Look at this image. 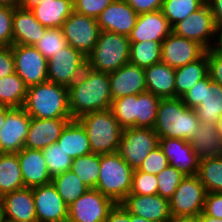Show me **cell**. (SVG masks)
Wrapping results in <instances>:
<instances>
[{"label":"cell","mask_w":222,"mask_h":222,"mask_svg":"<svg viewBox=\"0 0 222 222\" xmlns=\"http://www.w3.org/2000/svg\"><path fill=\"white\" fill-rule=\"evenodd\" d=\"M69 109L72 119L111 108L112 95L108 73L85 67L81 76L68 87Z\"/></svg>","instance_id":"1"},{"label":"cell","mask_w":222,"mask_h":222,"mask_svg":"<svg viewBox=\"0 0 222 222\" xmlns=\"http://www.w3.org/2000/svg\"><path fill=\"white\" fill-rule=\"evenodd\" d=\"M37 119H72L69 109L68 87L45 81L27 87L22 107Z\"/></svg>","instance_id":"2"},{"label":"cell","mask_w":222,"mask_h":222,"mask_svg":"<svg viewBox=\"0 0 222 222\" xmlns=\"http://www.w3.org/2000/svg\"><path fill=\"white\" fill-rule=\"evenodd\" d=\"M200 127L194 109L188 108L181 98L161 99L153 127L159 138H179L189 141Z\"/></svg>","instance_id":"3"},{"label":"cell","mask_w":222,"mask_h":222,"mask_svg":"<svg viewBox=\"0 0 222 222\" xmlns=\"http://www.w3.org/2000/svg\"><path fill=\"white\" fill-rule=\"evenodd\" d=\"M77 120L87 132L92 153L101 155L117 152L123 128L111 109L90 112Z\"/></svg>","instance_id":"4"},{"label":"cell","mask_w":222,"mask_h":222,"mask_svg":"<svg viewBox=\"0 0 222 222\" xmlns=\"http://www.w3.org/2000/svg\"><path fill=\"white\" fill-rule=\"evenodd\" d=\"M133 171L117 152L101 154L95 189L115 204H120L131 191Z\"/></svg>","instance_id":"5"},{"label":"cell","mask_w":222,"mask_h":222,"mask_svg":"<svg viewBox=\"0 0 222 222\" xmlns=\"http://www.w3.org/2000/svg\"><path fill=\"white\" fill-rule=\"evenodd\" d=\"M130 41L125 35L100 31L98 41L87 56V66L93 70L111 73L129 62Z\"/></svg>","instance_id":"6"},{"label":"cell","mask_w":222,"mask_h":222,"mask_svg":"<svg viewBox=\"0 0 222 222\" xmlns=\"http://www.w3.org/2000/svg\"><path fill=\"white\" fill-rule=\"evenodd\" d=\"M178 36L198 42L206 50L217 47L219 29L207 2L198 10L172 27Z\"/></svg>","instance_id":"7"},{"label":"cell","mask_w":222,"mask_h":222,"mask_svg":"<svg viewBox=\"0 0 222 222\" xmlns=\"http://www.w3.org/2000/svg\"><path fill=\"white\" fill-rule=\"evenodd\" d=\"M158 146L159 137L153 128L130 127L123 129L117 153L136 170L149 152Z\"/></svg>","instance_id":"8"},{"label":"cell","mask_w":222,"mask_h":222,"mask_svg":"<svg viewBox=\"0 0 222 222\" xmlns=\"http://www.w3.org/2000/svg\"><path fill=\"white\" fill-rule=\"evenodd\" d=\"M206 189L198 175H187L169 199L172 216H198L204 207Z\"/></svg>","instance_id":"9"},{"label":"cell","mask_w":222,"mask_h":222,"mask_svg":"<svg viewBox=\"0 0 222 222\" xmlns=\"http://www.w3.org/2000/svg\"><path fill=\"white\" fill-rule=\"evenodd\" d=\"M61 29L67 44L85 57L94 49L101 31L97 19L75 11L65 20Z\"/></svg>","instance_id":"10"},{"label":"cell","mask_w":222,"mask_h":222,"mask_svg":"<svg viewBox=\"0 0 222 222\" xmlns=\"http://www.w3.org/2000/svg\"><path fill=\"white\" fill-rule=\"evenodd\" d=\"M47 61L48 81L66 87L71 86L87 66V57L71 45H67Z\"/></svg>","instance_id":"11"},{"label":"cell","mask_w":222,"mask_h":222,"mask_svg":"<svg viewBox=\"0 0 222 222\" xmlns=\"http://www.w3.org/2000/svg\"><path fill=\"white\" fill-rule=\"evenodd\" d=\"M11 48L15 73L27 87L48 80V61L34 46L13 44Z\"/></svg>","instance_id":"12"},{"label":"cell","mask_w":222,"mask_h":222,"mask_svg":"<svg viewBox=\"0 0 222 222\" xmlns=\"http://www.w3.org/2000/svg\"><path fill=\"white\" fill-rule=\"evenodd\" d=\"M115 203L96 189H88L68 206L67 222H104Z\"/></svg>","instance_id":"13"},{"label":"cell","mask_w":222,"mask_h":222,"mask_svg":"<svg viewBox=\"0 0 222 222\" xmlns=\"http://www.w3.org/2000/svg\"><path fill=\"white\" fill-rule=\"evenodd\" d=\"M161 61L171 68H179L201 58L206 49L198 42L171 32L161 44Z\"/></svg>","instance_id":"14"},{"label":"cell","mask_w":222,"mask_h":222,"mask_svg":"<svg viewBox=\"0 0 222 222\" xmlns=\"http://www.w3.org/2000/svg\"><path fill=\"white\" fill-rule=\"evenodd\" d=\"M31 117L23 108H12L0 128V153H18L30 126Z\"/></svg>","instance_id":"15"},{"label":"cell","mask_w":222,"mask_h":222,"mask_svg":"<svg viewBox=\"0 0 222 222\" xmlns=\"http://www.w3.org/2000/svg\"><path fill=\"white\" fill-rule=\"evenodd\" d=\"M37 222H67L68 205L53 183L32 188Z\"/></svg>","instance_id":"16"},{"label":"cell","mask_w":222,"mask_h":222,"mask_svg":"<svg viewBox=\"0 0 222 222\" xmlns=\"http://www.w3.org/2000/svg\"><path fill=\"white\" fill-rule=\"evenodd\" d=\"M130 214L152 222H169L172 215L169 200L158 194H129L120 203Z\"/></svg>","instance_id":"17"},{"label":"cell","mask_w":222,"mask_h":222,"mask_svg":"<svg viewBox=\"0 0 222 222\" xmlns=\"http://www.w3.org/2000/svg\"><path fill=\"white\" fill-rule=\"evenodd\" d=\"M108 75L112 100L147 91L145 70L136 64L128 62Z\"/></svg>","instance_id":"18"},{"label":"cell","mask_w":222,"mask_h":222,"mask_svg":"<svg viewBox=\"0 0 222 222\" xmlns=\"http://www.w3.org/2000/svg\"><path fill=\"white\" fill-rule=\"evenodd\" d=\"M138 14L125 0H114L97 18L101 31L129 36Z\"/></svg>","instance_id":"19"},{"label":"cell","mask_w":222,"mask_h":222,"mask_svg":"<svg viewBox=\"0 0 222 222\" xmlns=\"http://www.w3.org/2000/svg\"><path fill=\"white\" fill-rule=\"evenodd\" d=\"M172 32V27L162 11L139 14L128 36L130 43L144 41L162 42Z\"/></svg>","instance_id":"20"},{"label":"cell","mask_w":222,"mask_h":222,"mask_svg":"<svg viewBox=\"0 0 222 222\" xmlns=\"http://www.w3.org/2000/svg\"><path fill=\"white\" fill-rule=\"evenodd\" d=\"M4 221L37 222L32 188L24 187L0 198Z\"/></svg>","instance_id":"21"},{"label":"cell","mask_w":222,"mask_h":222,"mask_svg":"<svg viewBox=\"0 0 222 222\" xmlns=\"http://www.w3.org/2000/svg\"><path fill=\"white\" fill-rule=\"evenodd\" d=\"M159 147L166 155L170 166L179 169L186 176L198 174L200 159L192 150L189 141L179 138H159Z\"/></svg>","instance_id":"22"},{"label":"cell","mask_w":222,"mask_h":222,"mask_svg":"<svg viewBox=\"0 0 222 222\" xmlns=\"http://www.w3.org/2000/svg\"><path fill=\"white\" fill-rule=\"evenodd\" d=\"M71 120L73 119H37L31 117L24 148L42 150L56 143L62 130Z\"/></svg>","instance_id":"23"},{"label":"cell","mask_w":222,"mask_h":222,"mask_svg":"<svg viewBox=\"0 0 222 222\" xmlns=\"http://www.w3.org/2000/svg\"><path fill=\"white\" fill-rule=\"evenodd\" d=\"M17 155L25 187L34 188L51 183L52 177L41 150L23 148Z\"/></svg>","instance_id":"24"},{"label":"cell","mask_w":222,"mask_h":222,"mask_svg":"<svg viewBox=\"0 0 222 222\" xmlns=\"http://www.w3.org/2000/svg\"><path fill=\"white\" fill-rule=\"evenodd\" d=\"M46 29L35 19L31 11L22 8L14 9L13 44L34 46Z\"/></svg>","instance_id":"25"},{"label":"cell","mask_w":222,"mask_h":222,"mask_svg":"<svg viewBox=\"0 0 222 222\" xmlns=\"http://www.w3.org/2000/svg\"><path fill=\"white\" fill-rule=\"evenodd\" d=\"M146 90L161 98H175V69L162 61L145 68Z\"/></svg>","instance_id":"26"},{"label":"cell","mask_w":222,"mask_h":222,"mask_svg":"<svg viewBox=\"0 0 222 222\" xmlns=\"http://www.w3.org/2000/svg\"><path fill=\"white\" fill-rule=\"evenodd\" d=\"M73 11V0H44L31 10L35 19L47 29L61 28Z\"/></svg>","instance_id":"27"},{"label":"cell","mask_w":222,"mask_h":222,"mask_svg":"<svg viewBox=\"0 0 222 222\" xmlns=\"http://www.w3.org/2000/svg\"><path fill=\"white\" fill-rule=\"evenodd\" d=\"M57 143L72 159L92 153L87 132L77 119L66 124Z\"/></svg>","instance_id":"28"},{"label":"cell","mask_w":222,"mask_h":222,"mask_svg":"<svg viewBox=\"0 0 222 222\" xmlns=\"http://www.w3.org/2000/svg\"><path fill=\"white\" fill-rule=\"evenodd\" d=\"M189 143L200 160L222 156V139L214 124L200 122V127Z\"/></svg>","instance_id":"29"},{"label":"cell","mask_w":222,"mask_h":222,"mask_svg":"<svg viewBox=\"0 0 222 222\" xmlns=\"http://www.w3.org/2000/svg\"><path fill=\"white\" fill-rule=\"evenodd\" d=\"M207 75L208 59L206 50L205 54L195 62L175 69V98L182 97Z\"/></svg>","instance_id":"30"},{"label":"cell","mask_w":222,"mask_h":222,"mask_svg":"<svg viewBox=\"0 0 222 222\" xmlns=\"http://www.w3.org/2000/svg\"><path fill=\"white\" fill-rule=\"evenodd\" d=\"M24 187L17 153H0V198Z\"/></svg>","instance_id":"31"},{"label":"cell","mask_w":222,"mask_h":222,"mask_svg":"<svg viewBox=\"0 0 222 222\" xmlns=\"http://www.w3.org/2000/svg\"><path fill=\"white\" fill-rule=\"evenodd\" d=\"M200 122L216 125L222 117V86L211 81L206 89L202 103L194 108Z\"/></svg>","instance_id":"32"},{"label":"cell","mask_w":222,"mask_h":222,"mask_svg":"<svg viewBox=\"0 0 222 222\" xmlns=\"http://www.w3.org/2000/svg\"><path fill=\"white\" fill-rule=\"evenodd\" d=\"M27 86L14 72L0 79V105L22 108L26 99Z\"/></svg>","instance_id":"33"},{"label":"cell","mask_w":222,"mask_h":222,"mask_svg":"<svg viewBox=\"0 0 222 222\" xmlns=\"http://www.w3.org/2000/svg\"><path fill=\"white\" fill-rule=\"evenodd\" d=\"M51 182L68 206L89 189L71 170L54 176Z\"/></svg>","instance_id":"34"},{"label":"cell","mask_w":222,"mask_h":222,"mask_svg":"<svg viewBox=\"0 0 222 222\" xmlns=\"http://www.w3.org/2000/svg\"><path fill=\"white\" fill-rule=\"evenodd\" d=\"M70 170L89 189H95L99 178L100 154L90 153L73 159Z\"/></svg>","instance_id":"35"},{"label":"cell","mask_w":222,"mask_h":222,"mask_svg":"<svg viewBox=\"0 0 222 222\" xmlns=\"http://www.w3.org/2000/svg\"><path fill=\"white\" fill-rule=\"evenodd\" d=\"M198 177L206 192H222V156L199 161Z\"/></svg>","instance_id":"36"},{"label":"cell","mask_w":222,"mask_h":222,"mask_svg":"<svg viewBox=\"0 0 222 222\" xmlns=\"http://www.w3.org/2000/svg\"><path fill=\"white\" fill-rule=\"evenodd\" d=\"M161 53L160 42L144 41L130 43L129 62L145 69L161 62Z\"/></svg>","instance_id":"37"},{"label":"cell","mask_w":222,"mask_h":222,"mask_svg":"<svg viewBox=\"0 0 222 222\" xmlns=\"http://www.w3.org/2000/svg\"><path fill=\"white\" fill-rule=\"evenodd\" d=\"M161 98L145 91L137 95L136 127L153 128Z\"/></svg>","instance_id":"38"},{"label":"cell","mask_w":222,"mask_h":222,"mask_svg":"<svg viewBox=\"0 0 222 222\" xmlns=\"http://www.w3.org/2000/svg\"><path fill=\"white\" fill-rule=\"evenodd\" d=\"M206 0H164L162 13L171 27L198 10Z\"/></svg>","instance_id":"39"},{"label":"cell","mask_w":222,"mask_h":222,"mask_svg":"<svg viewBox=\"0 0 222 222\" xmlns=\"http://www.w3.org/2000/svg\"><path fill=\"white\" fill-rule=\"evenodd\" d=\"M136 102L137 95L112 100L110 109L123 129L136 127Z\"/></svg>","instance_id":"40"},{"label":"cell","mask_w":222,"mask_h":222,"mask_svg":"<svg viewBox=\"0 0 222 222\" xmlns=\"http://www.w3.org/2000/svg\"><path fill=\"white\" fill-rule=\"evenodd\" d=\"M41 151L52 178L70 170L73 159L66 154L57 142L45 147Z\"/></svg>","instance_id":"41"},{"label":"cell","mask_w":222,"mask_h":222,"mask_svg":"<svg viewBox=\"0 0 222 222\" xmlns=\"http://www.w3.org/2000/svg\"><path fill=\"white\" fill-rule=\"evenodd\" d=\"M67 45L61 28H49L34 47L48 60Z\"/></svg>","instance_id":"42"},{"label":"cell","mask_w":222,"mask_h":222,"mask_svg":"<svg viewBox=\"0 0 222 222\" xmlns=\"http://www.w3.org/2000/svg\"><path fill=\"white\" fill-rule=\"evenodd\" d=\"M156 176L158 182V195L169 200L186 175L179 169L168 165Z\"/></svg>","instance_id":"43"},{"label":"cell","mask_w":222,"mask_h":222,"mask_svg":"<svg viewBox=\"0 0 222 222\" xmlns=\"http://www.w3.org/2000/svg\"><path fill=\"white\" fill-rule=\"evenodd\" d=\"M129 194H158L157 176L150 173L134 170L132 175V187Z\"/></svg>","instance_id":"44"},{"label":"cell","mask_w":222,"mask_h":222,"mask_svg":"<svg viewBox=\"0 0 222 222\" xmlns=\"http://www.w3.org/2000/svg\"><path fill=\"white\" fill-rule=\"evenodd\" d=\"M169 165L167 157L161 148L158 146L144 159L140 167L136 170L153 175L159 174L164 168Z\"/></svg>","instance_id":"45"},{"label":"cell","mask_w":222,"mask_h":222,"mask_svg":"<svg viewBox=\"0 0 222 222\" xmlns=\"http://www.w3.org/2000/svg\"><path fill=\"white\" fill-rule=\"evenodd\" d=\"M14 8L0 6V46L13 45Z\"/></svg>","instance_id":"46"},{"label":"cell","mask_w":222,"mask_h":222,"mask_svg":"<svg viewBox=\"0 0 222 222\" xmlns=\"http://www.w3.org/2000/svg\"><path fill=\"white\" fill-rule=\"evenodd\" d=\"M114 0H73L74 11L97 19Z\"/></svg>","instance_id":"47"},{"label":"cell","mask_w":222,"mask_h":222,"mask_svg":"<svg viewBox=\"0 0 222 222\" xmlns=\"http://www.w3.org/2000/svg\"><path fill=\"white\" fill-rule=\"evenodd\" d=\"M211 81L212 80L210 79L209 75H207L204 79L198 81L193 88H191L182 97H180L183 103L191 109L199 106L202 103V100H204L205 98L206 89Z\"/></svg>","instance_id":"48"},{"label":"cell","mask_w":222,"mask_h":222,"mask_svg":"<svg viewBox=\"0 0 222 222\" xmlns=\"http://www.w3.org/2000/svg\"><path fill=\"white\" fill-rule=\"evenodd\" d=\"M207 59L210 79L222 86V52L217 47L209 49Z\"/></svg>","instance_id":"49"},{"label":"cell","mask_w":222,"mask_h":222,"mask_svg":"<svg viewBox=\"0 0 222 222\" xmlns=\"http://www.w3.org/2000/svg\"><path fill=\"white\" fill-rule=\"evenodd\" d=\"M203 213L222 219V192H208L205 197Z\"/></svg>","instance_id":"50"},{"label":"cell","mask_w":222,"mask_h":222,"mask_svg":"<svg viewBox=\"0 0 222 222\" xmlns=\"http://www.w3.org/2000/svg\"><path fill=\"white\" fill-rule=\"evenodd\" d=\"M15 72L11 46H0V79Z\"/></svg>","instance_id":"51"},{"label":"cell","mask_w":222,"mask_h":222,"mask_svg":"<svg viewBox=\"0 0 222 222\" xmlns=\"http://www.w3.org/2000/svg\"><path fill=\"white\" fill-rule=\"evenodd\" d=\"M139 15L142 13L160 11L164 0H125Z\"/></svg>","instance_id":"52"},{"label":"cell","mask_w":222,"mask_h":222,"mask_svg":"<svg viewBox=\"0 0 222 222\" xmlns=\"http://www.w3.org/2000/svg\"><path fill=\"white\" fill-rule=\"evenodd\" d=\"M104 222H130V213L121 204H115Z\"/></svg>","instance_id":"53"},{"label":"cell","mask_w":222,"mask_h":222,"mask_svg":"<svg viewBox=\"0 0 222 222\" xmlns=\"http://www.w3.org/2000/svg\"><path fill=\"white\" fill-rule=\"evenodd\" d=\"M218 29H222V0H206Z\"/></svg>","instance_id":"54"},{"label":"cell","mask_w":222,"mask_h":222,"mask_svg":"<svg viewBox=\"0 0 222 222\" xmlns=\"http://www.w3.org/2000/svg\"><path fill=\"white\" fill-rule=\"evenodd\" d=\"M42 1L44 0H22L20 8L31 11L33 8L38 6L39 2Z\"/></svg>","instance_id":"55"},{"label":"cell","mask_w":222,"mask_h":222,"mask_svg":"<svg viewBox=\"0 0 222 222\" xmlns=\"http://www.w3.org/2000/svg\"><path fill=\"white\" fill-rule=\"evenodd\" d=\"M169 222H198L197 216H172Z\"/></svg>","instance_id":"56"},{"label":"cell","mask_w":222,"mask_h":222,"mask_svg":"<svg viewBox=\"0 0 222 222\" xmlns=\"http://www.w3.org/2000/svg\"><path fill=\"white\" fill-rule=\"evenodd\" d=\"M197 217H198V222H222V219L212 217L203 212H201Z\"/></svg>","instance_id":"57"},{"label":"cell","mask_w":222,"mask_h":222,"mask_svg":"<svg viewBox=\"0 0 222 222\" xmlns=\"http://www.w3.org/2000/svg\"><path fill=\"white\" fill-rule=\"evenodd\" d=\"M22 0H0V6H7L11 8H20Z\"/></svg>","instance_id":"58"},{"label":"cell","mask_w":222,"mask_h":222,"mask_svg":"<svg viewBox=\"0 0 222 222\" xmlns=\"http://www.w3.org/2000/svg\"><path fill=\"white\" fill-rule=\"evenodd\" d=\"M12 108L7 107V106H1L0 105V128L4 124L5 118L7 113L11 110Z\"/></svg>","instance_id":"59"},{"label":"cell","mask_w":222,"mask_h":222,"mask_svg":"<svg viewBox=\"0 0 222 222\" xmlns=\"http://www.w3.org/2000/svg\"><path fill=\"white\" fill-rule=\"evenodd\" d=\"M130 222H152L147 219H144L143 217L135 216L133 214H130Z\"/></svg>","instance_id":"60"},{"label":"cell","mask_w":222,"mask_h":222,"mask_svg":"<svg viewBox=\"0 0 222 222\" xmlns=\"http://www.w3.org/2000/svg\"><path fill=\"white\" fill-rule=\"evenodd\" d=\"M216 128H217L218 134L220 135L222 139V117L217 121Z\"/></svg>","instance_id":"61"},{"label":"cell","mask_w":222,"mask_h":222,"mask_svg":"<svg viewBox=\"0 0 222 222\" xmlns=\"http://www.w3.org/2000/svg\"><path fill=\"white\" fill-rule=\"evenodd\" d=\"M217 48L222 52V29H219V40Z\"/></svg>","instance_id":"62"},{"label":"cell","mask_w":222,"mask_h":222,"mask_svg":"<svg viewBox=\"0 0 222 222\" xmlns=\"http://www.w3.org/2000/svg\"><path fill=\"white\" fill-rule=\"evenodd\" d=\"M0 222H4V214L1 201H0Z\"/></svg>","instance_id":"63"}]
</instances>
